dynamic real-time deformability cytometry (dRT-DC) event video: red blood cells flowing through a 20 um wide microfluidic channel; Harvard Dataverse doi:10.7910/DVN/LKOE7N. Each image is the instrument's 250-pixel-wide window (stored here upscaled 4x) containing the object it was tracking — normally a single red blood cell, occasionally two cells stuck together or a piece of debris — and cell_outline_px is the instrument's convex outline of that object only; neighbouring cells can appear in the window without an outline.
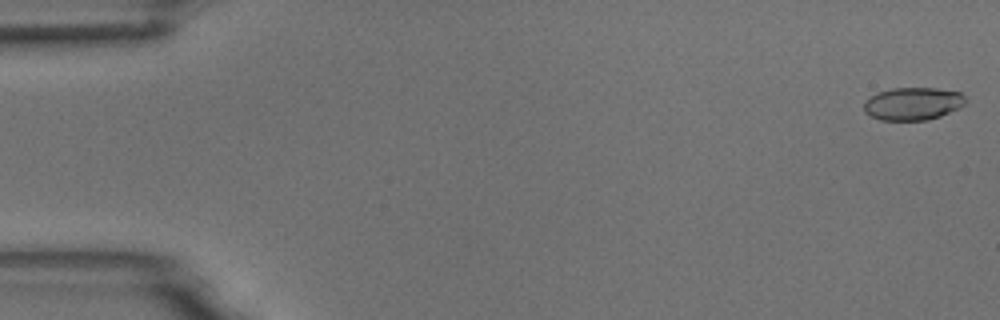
{"species": "common noctule bat (a hibernating species)", "species_latin": "Nyctalus noctula", "temperature_condition": "room temperature", "stored_images_in_passage": 54, "camera_frame_rate_fps": 3000, "um_per_image_px": 0.085, "animal": {"sex": "male", "body_mass_g": 18.8}, "frame": {"image": 1, "passage_image": 1, "time_ms": 0.0, "image_size_px": [1000, 320], "cell_outline_px": [[968, 100], [964, 104], [940, 116], [928, 120], [880, 120], [864, 112], [864, 100], [880, 92], [892, 88], [936, 88], [960, 92]], "centroid_in_image_um": [77.59, 8.81], "position_along_channel_um": 7.4, "area_um2": 19.25}}
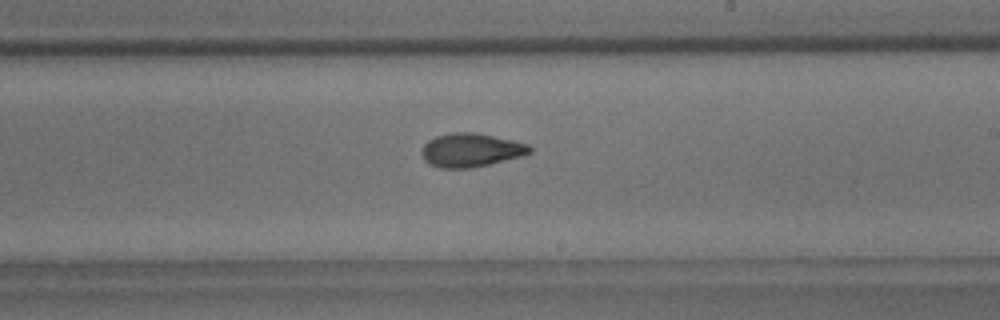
{"frame": {"image": 2, "passage_image": 32, "time_ms": 10.333, "image_size_px": [1000, 320], "cell_outline_px": [[532, 152], [524, 156], [472, 168], [440, 168], [428, 164], [424, 160], [420, 152], [424, 144], [428, 140], [436, 136], [448, 132], [476, 132], [512, 140], [528, 144], [532, 148]], "centroid_in_image_um": [40.01, 12.76], "position_along_channel_um": 249.0, "area_um2": 21.5}}
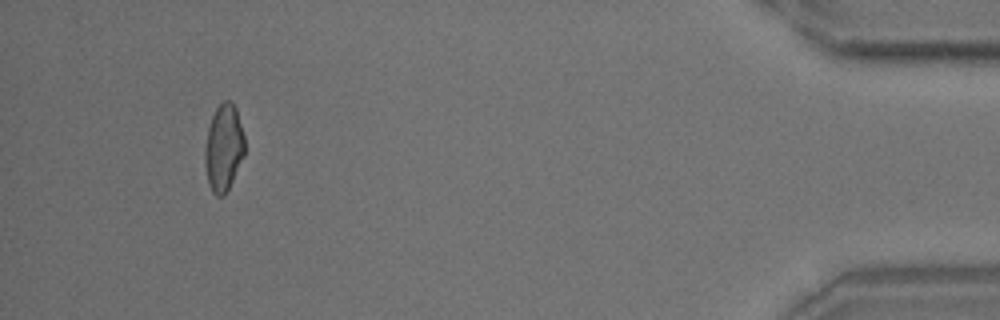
{"frame": {"image": 3, "passage_image": 51, "time_ms": 16.667, "image_size_px": [1000, 320], "cell_outline_px": [[244, 156], [224, 196], [216, 196], [212, 192], [208, 184], [204, 164], [204, 148], [208, 128], [212, 116], [216, 108], [224, 100], [232, 100], [236, 108], [244, 136]], "centroid_in_image_um": [18.99, 12.56], "position_along_channel_um": 416.2, "area_um2": 20.23}, "authors_computed_cell_mechanics": {"area_um2": 20.4034, "velocity_mm_per_s": 3.7109, "shape_relaxation_time_tau1_ms": 7.9555, "shape_relaxation_time_tau2_ms": 2.0773, "deformation_change_tau1": 0.1829, "deformation_change_tau2": 0.079}}